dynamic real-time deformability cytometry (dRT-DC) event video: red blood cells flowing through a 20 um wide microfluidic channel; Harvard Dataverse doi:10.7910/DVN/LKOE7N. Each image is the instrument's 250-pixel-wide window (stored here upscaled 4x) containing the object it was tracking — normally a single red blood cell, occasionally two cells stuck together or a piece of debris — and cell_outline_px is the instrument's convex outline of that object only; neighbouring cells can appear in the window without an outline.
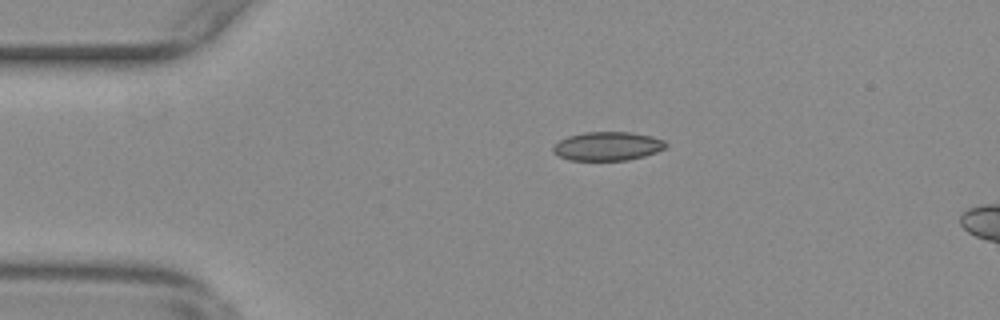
{"species": "common noctule bat (a hibernating species)", "species_latin": "Nyctalus noctula", "temperature_condition": "warm", "stored_images_in_passage": 48, "segment_of_instrument_passage": [1, 2], "camera_frame_rate_fps": 3000, "um_per_image_px": 0.085, "animal": {"sex": "female", "body_mass_g": 29.2, "forearm_length_mm": 56.3}, "frame": {"image": 1, "passage_image": 3, "time_ms": 0.667, "image_size_px": [1000, 320], "cell_outline_px": [[668, 144], [664, 148], [656, 152], [644, 156], [628, 160], [568, 160], [552, 152], [552, 144], [568, 136], [584, 132], [628, 132], [652, 136], [664, 140]], "centroid_in_image_um": [51.61, 12.42], "position_along_channel_um": 33.4, "area_um2": 18.96}}
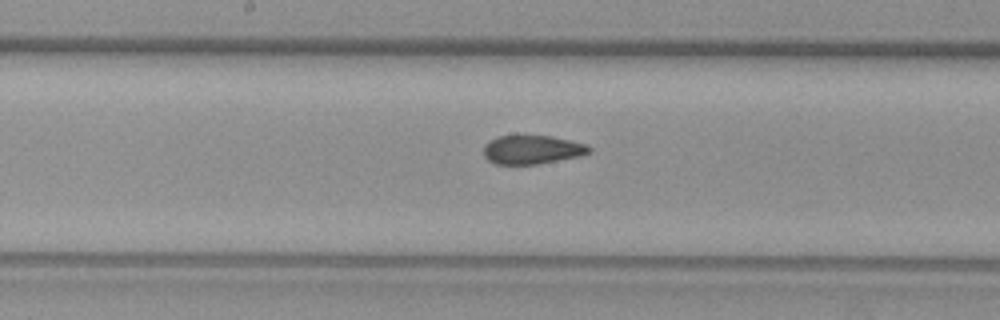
{"frame": {"image": 2, "passage_image": 20, "time_ms": 6.333, "image_size_px": [1000, 320], "cell_outline_px": [[592, 152], [580, 156], [540, 164], [496, 164], [488, 160], [484, 156], [484, 144], [488, 140], [496, 136], [552, 136], [588, 144], [592, 148]], "centroid_in_image_um": [45.25, 12.72], "position_along_channel_um": 202.9, "area_um2": 17.92}}
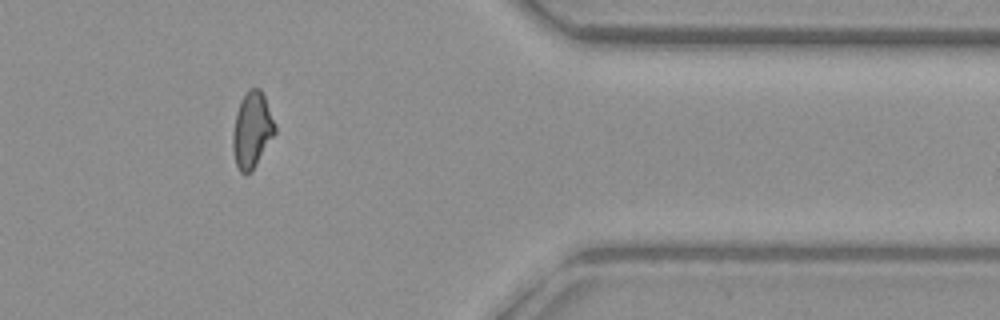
{"frame": {"image": 3, "passage_image": 37, "time_ms": 12.0, "image_size_px": [1000, 320], "cell_outline_px": [[276, 132], [256, 164], [248, 172], [240, 172], [236, 164], [232, 148], [232, 132], [236, 112], [240, 100], [248, 88], [260, 88], [264, 96], [276, 124]], "centroid_in_image_um": [21.41, 11.0], "position_along_channel_um": 390.0, "area_um2": 18.55}}